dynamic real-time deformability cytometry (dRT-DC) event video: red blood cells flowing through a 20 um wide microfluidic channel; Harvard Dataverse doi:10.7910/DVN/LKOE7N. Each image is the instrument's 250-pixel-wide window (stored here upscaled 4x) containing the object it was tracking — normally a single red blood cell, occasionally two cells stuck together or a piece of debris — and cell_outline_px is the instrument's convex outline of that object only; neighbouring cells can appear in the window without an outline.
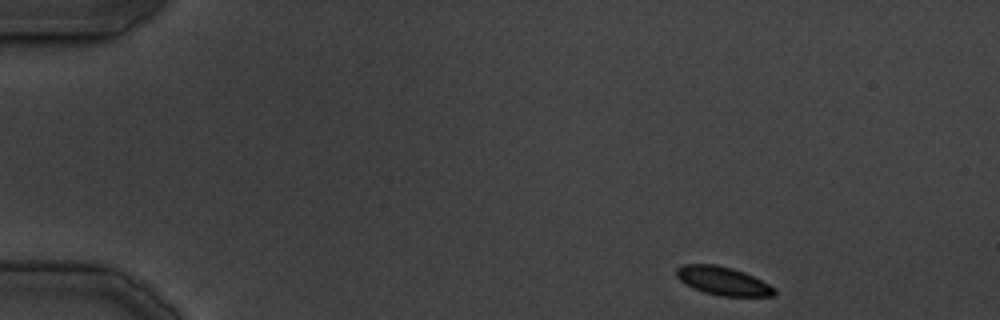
{"species": "common noctule bat (a hibernating species)", "species_latin": "Nyctalus noctula", "temperature_condition": "cold", "stored_images_in_passage": 30, "camera_frame_rate_fps": 3000, "um_per_image_px": 0.085, "animal": {"sex": "male", "body_mass_g": 19.5, "forearm_length_mm": 54.6}, "frame": {"image": 1, "passage_image": 1, "time_ms": 0.0, "image_size_px": [1000, 320], "cell_outline_px": [[776, 292], [772, 296], [720, 296], [704, 292], [680, 280], [676, 276], [676, 268], [684, 264], [716, 264], [732, 268], [744, 272], [776, 288]], "centroid_in_image_um": [61.46, 23.87], "position_along_channel_um": 23.5, "area_um2": 16.01}}